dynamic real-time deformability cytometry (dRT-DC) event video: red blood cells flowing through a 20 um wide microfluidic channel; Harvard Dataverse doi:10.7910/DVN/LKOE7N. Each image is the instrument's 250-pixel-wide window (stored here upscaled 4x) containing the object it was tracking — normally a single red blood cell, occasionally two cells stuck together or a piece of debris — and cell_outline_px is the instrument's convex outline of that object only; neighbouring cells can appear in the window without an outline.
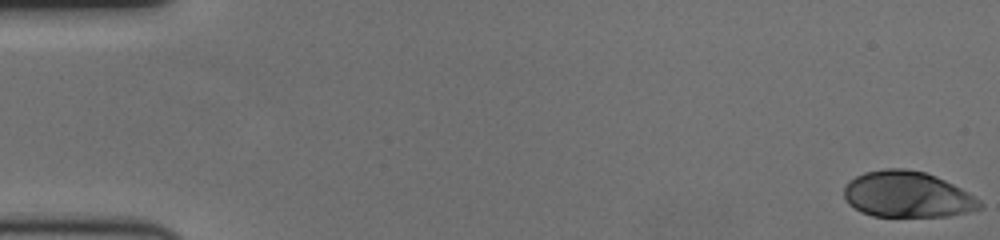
{"species": "human", "species_latin": "Homo sapiens", "temperature_condition": "cold", "stored_images_in_passage": 60, "camera_frame_rate_fps": 3000, "um_per_image_px": 0.085, "donor": {"sex": "female"}, "frame": {"image": 1, "passage_image": 1, "time_ms": 0.0, "image_size_px": [1000, 240], "cell_outline_px": [[980, 208], [964, 212], [944, 216], [872, 216], [856, 208], [844, 196], [844, 188], [856, 176], [864, 172], [888, 168], [900, 168], [924, 172], [944, 180], [960, 188], [972, 196], [980, 204]], "centroid_in_image_um": [77.08, 16.52], "position_along_channel_um": 7.9, "area_um2": 35.32}}
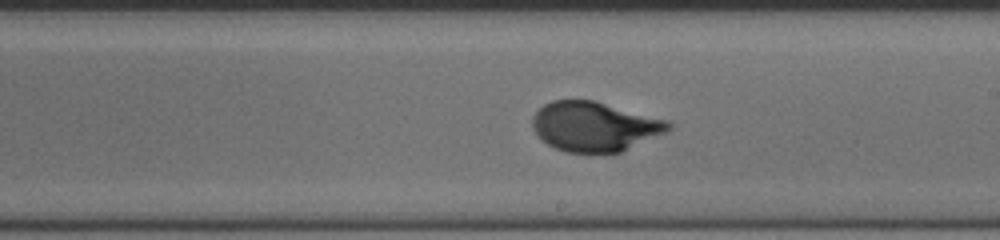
{"frame": {"image": 2, "passage_image": 35, "time_ms": 11.333, "image_size_px": [1000, 240], "cell_outline_px": [[672, 128], [668, 132], [620, 152], [568, 152], [556, 148], [548, 144], [532, 128], [532, 116], [544, 104], [552, 100], [592, 100], [668, 120], [672, 124]], "centroid_in_image_um": [50.56, 10.74], "position_along_channel_um": 238.4, "area_um2": 39.02}}
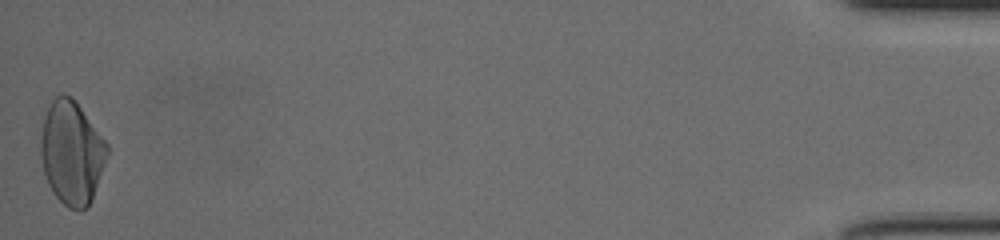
{"frame": {"image": 3, "passage_image": 60, "time_ms": 19.667, "image_size_px": [1000, 240], "cell_outline_px": [[108, 156], [92, 200], [88, 208], [80, 212], [68, 208], [52, 192], [48, 184], [44, 172], [40, 156], [40, 140], [44, 116], [52, 100], [60, 92], [64, 92], [72, 96], [108, 144]], "centroid_in_image_um": [6.09, 12.99], "position_along_channel_um": 429.1, "area_um2": 40.46}, "authors_computed_cell_mechanics": {"area_um2": 38.3214, "velocity_mm_per_s": 3.4473, "shape_relaxation_time_tau1_ms": 4.1022, "shape_relaxation_time_tau2_ms": null, "deformation_change_tau1": 0.1784, "deformation_change_tau2": null}}